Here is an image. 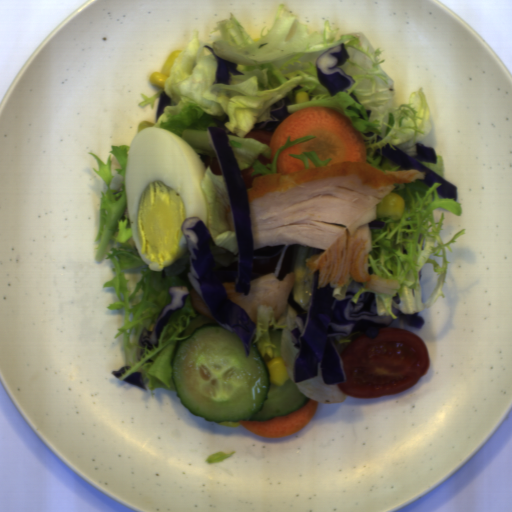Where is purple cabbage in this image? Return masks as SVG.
Returning a JSON list of instances; mask_svg holds the SVG:
<instances>
[{"mask_svg": "<svg viewBox=\"0 0 512 512\" xmlns=\"http://www.w3.org/2000/svg\"><path fill=\"white\" fill-rule=\"evenodd\" d=\"M349 95H350V96L355 100V102H356V103H359V104H360V102H359V100H358L357 96H356L353 92H352V93H350Z\"/></svg>", "mask_w": 512, "mask_h": 512, "instance_id": "61c92939", "label": "purple cabbage"}, {"mask_svg": "<svg viewBox=\"0 0 512 512\" xmlns=\"http://www.w3.org/2000/svg\"><path fill=\"white\" fill-rule=\"evenodd\" d=\"M392 312L395 314V316L399 320H403L405 325H407V326H411L416 329H420L425 323L424 317L419 316L418 312L404 314L402 311L399 310V308H396L393 306H392Z\"/></svg>", "mask_w": 512, "mask_h": 512, "instance_id": "9cd0cae8", "label": "purple cabbage"}, {"mask_svg": "<svg viewBox=\"0 0 512 512\" xmlns=\"http://www.w3.org/2000/svg\"><path fill=\"white\" fill-rule=\"evenodd\" d=\"M293 104L288 96L282 99L280 108L271 109L269 112L270 119L255 123L254 130H271L273 133L276 128L288 117L292 112H288L287 106ZM253 130V131H254Z\"/></svg>", "mask_w": 512, "mask_h": 512, "instance_id": "8b30caba", "label": "purple cabbage"}, {"mask_svg": "<svg viewBox=\"0 0 512 512\" xmlns=\"http://www.w3.org/2000/svg\"><path fill=\"white\" fill-rule=\"evenodd\" d=\"M396 150H393L391 144H386L382 149H376L373 158L381 156L379 166L382 167L387 160L397 164L405 170L417 169L420 172H425L424 180H419L428 187H431L435 182L442 185L438 187V194L443 198H450L457 201V187L450 183L448 180L425 166L422 162H433L437 164V153L433 147L425 146L424 143H416L417 155L409 156L399 147L393 145Z\"/></svg>", "mask_w": 512, "mask_h": 512, "instance_id": "f65ffa83", "label": "purple cabbage"}, {"mask_svg": "<svg viewBox=\"0 0 512 512\" xmlns=\"http://www.w3.org/2000/svg\"><path fill=\"white\" fill-rule=\"evenodd\" d=\"M168 292L172 295V298L169 304L163 308L161 314L157 317L153 331L148 328H144L139 336V346L142 348L147 347V349L150 350L153 349V346H158L160 334L168 324L173 312L184 307L185 298L190 294L187 286L184 285L169 287Z\"/></svg>", "mask_w": 512, "mask_h": 512, "instance_id": "9ea6ddef", "label": "purple cabbage"}, {"mask_svg": "<svg viewBox=\"0 0 512 512\" xmlns=\"http://www.w3.org/2000/svg\"><path fill=\"white\" fill-rule=\"evenodd\" d=\"M143 374L144 373H142L141 371L134 372L132 374L127 375L122 381H125V382L133 384L139 388H143V389L147 390L145 383H144Z\"/></svg>", "mask_w": 512, "mask_h": 512, "instance_id": "38c2f254", "label": "purple cabbage"}, {"mask_svg": "<svg viewBox=\"0 0 512 512\" xmlns=\"http://www.w3.org/2000/svg\"><path fill=\"white\" fill-rule=\"evenodd\" d=\"M172 102L171 97H169L164 91L160 93V100L157 108L155 122L159 119V117L163 114L165 107L170 106Z\"/></svg>", "mask_w": 512, "mask_h": 512, "instance_id": "4d1481cc", "label": "purple cabbage"}, {"mask_svg": "<svg viewBox=\"0 0 512 512\" xmlns=\"http://www.w3.org/2000/svg\"><path fill=\"white\" fill-rule=\"evenodd\" d=\"M204 48L209 49L215 58L218 61V68L216 72V83L218 84H230V72L234 75H244L237 69L238 64L227 62L221 58H219L214 52V48L209 47L208 45L203 46Z\"/></svg>", "mask_w": 512, "mask_h": 512, "instance_id": "06f8d472", "label": "purple cabbage"}, {"mask_svg": "<svg viewBox=\"0 0 512 512\" xmlns=\"http://www.w3.org/2000/svg\"><path fill=\"white\" fill-rule=\"evenodd\" d=\"M367 273L368 275L370 276L371 274H373V270H372V267L371 266H367ZM374 275V274H373Z\"/></svg>", "mask_w": 512, "mask_h": 512, "instance_id": "c7479f85", "label": "purple cabbage"}, {"mask_svg": "<svg viewBox=\"0 0 512 512\" xmlns=\"http://www.w3.org/2000/svg\"><path fill=\"white\" fill-rule=\"evenodd\" d=\"M318 280L319 271H316L313 273L308 310L294 301L292 290L287 301L296 310V328L290 330L292 347L297 349L293 382L321 376L323 384L333 386L346 382L343 362L335 343L355 332L374 339L381 328L388 327L394 319L390 315H377L374 293H361L357 304L352 302L364 282L353 279L344 299H337L333 297L336 288H332L329 282L319 288Z\"/></svg>", "mask_w": 512, "mask_h": 512, "instance_id": "ea28d5fd", "label": "purple cabbage"}, {"mask_svg": "<svg viewBox=\"0 0 512 512\" xmlns=\"http://www.w3.org/2000/svg\"><path fill=\"white\" fill-rule=\"evenodd\" d=\"M207 133L225 174L239 258L229 266L215 269L217 262L211 248L212 239L208 227L199 216L186 218L182 232L189 251L187 275L213 320L241 338L247 357L251 355L256 325L244 309L227 297L223 283L234 282L235 293L247 296L251 291V282L268 273H274L277 280L282 281L290 270L296 244H277L254 250L249 197L238 159L225 128L208 126Z\"/></svg>", "mask_w": 512, "mask_h": 512, "instance_id": "c1f60e8f", "label": "purple cabbage"}, {"mask_svg": "<svg viewBox=\"0 0 512 512\" xmlns=\"http://www.w3.org/2000/svg\"><path fill=\"white\" fill-rule=\"evenodd\" d=\"M392 298H393V301H394V303H395L396 305H400V301H401V299H400V297H399V295H398L397 293H396V295H395L394 297H392Z\"/></svg>", "mask_w": 512, "mask_h": 512, "instance_id": "ad9c8063", "label": "purple cabbage"}, {"mask_svg": "<svg viewBox=\"0 0 512 512\" xmlns=\"http://www.w3.org/2000/svg\"><path fill=\"white\" fill-rule=\"evenodd\" d=\"M345 44L335 46L316 59L319 82L326 86L334 96L338 92L346 91L355 81L352 76L346 75L342 66L349 59Z\"/></svg>", "mask_w": 512, "mask_h": 512, "instance_id": "39781b68", "label": "purple cabbage"}, {"mask_svg": "<svg viewBox=\"0 0 512 512\" xmlns=\"http://www.w3.org/2000/svg\"><path fill=\"white\" fill-rule=\"evenodd\" d=\"M303 86L300 84H297L294 88H292V93H295L297 90L301 89Z\"/></svg>", "mask_w": 512, "mask_h": 512, "instance_id": "7f2bcce9", "label": "purple cabbage"}, {"mask_svg": "<svg viewBox=\"0 0 512 512\" xmlns=\"http://www.w3.org/2000/svg\"><path fill=\"white\" fill-rule=\"evenodd\" d=\"M385 227V222L383 221H379V220H372L371 222H369L368 224V228L369 230L371 229H382Z\"/></svg>", "mask_w": 512, "mask_h": 512, "instance_id": "45c4457a", "label": "purple cabbage"}, {"mask_svg": "<svg viewBox=\"0 0 512 512\" xmlns=\"http://www.w3.org/2000/svg\"><path fill=\"white\" fill-rule=\"evenodd\" d=\"M127 369H131V366H122L119 370H113L112 375L117 378H122V375L125 374Z\"/></svg>", "mask_w": 512, "mask_h": 512, "instance_id": "7bc51332", "label": "purple cabbage"}]
</instances>
